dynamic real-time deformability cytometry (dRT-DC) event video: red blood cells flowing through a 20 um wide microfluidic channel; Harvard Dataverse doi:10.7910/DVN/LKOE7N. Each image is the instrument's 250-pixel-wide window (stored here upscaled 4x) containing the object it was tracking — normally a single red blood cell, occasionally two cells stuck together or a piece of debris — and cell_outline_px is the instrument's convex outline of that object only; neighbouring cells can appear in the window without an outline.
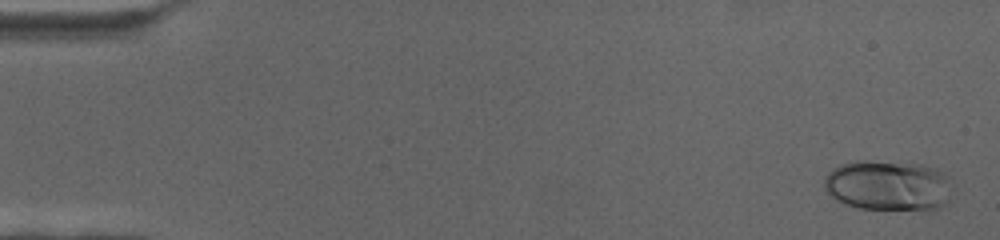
{"species": "human", "species_latin": "Homo sapiens", "temperature_condition": "cold", "stored_images_in_passage": 68, "camera_frame_rate_fps": 3000, "um_per_image_px": 0.085, "donor": {"sex": "female"}, "frame": {"image": 1, "passage_image": 2, "time_ms": 0.333, "image_size_px": [1000, 240], "cell_outline_px": [[948, 176], [944, 204], [932, 212], [924, 212], [860, 208], [844, 204], [836, 200], [824, 192], [824, 176], [832, 168], [840, 164], [856, 160], [864, 160], [924, 164], [936, 168], [944, 172]], "centroid_in_image_um": [75.42, 15.78], "position_along_channel_um": 9.6, "area_um2": 38.38}}
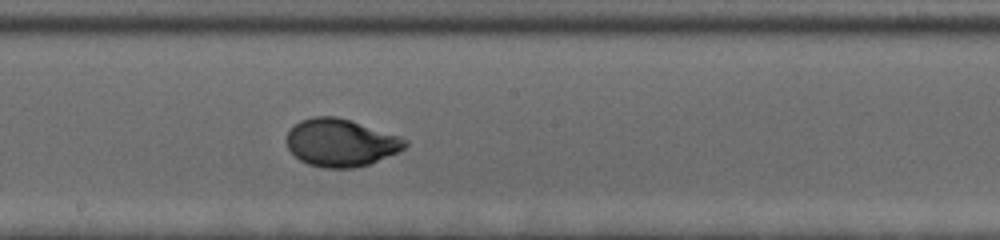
{"frame": {"image": 2, "passage_image": 38, "time_ms": 12.333, "image_size_px": [1000, 240], "cell_outline_px": [[408, 144], [404, 148], [396, 152], [368, 164], [356, 168], [324, 168], [308, 164], [300, 160], [288, 148], [288, 132], [300, 120], [312, 116], [336, 116], [400, 136], [408, 140]], "centroid_in_image_um": [28.96, 12.13], "position_along_channel_um": 219.2, "area_um2": 32.48}}
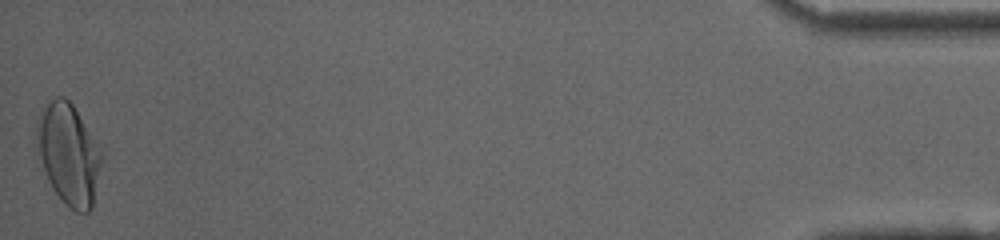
{"frame": {"image": 3, "passage_image": 68, "time_ms": 22.333, "image_size_px": [1000, 240], "cell_outline_px": [[104, 156], [92, 208], [88, 212], [76, 212], [52, 188], [48, 180], [40, 156], [36, 136], [40, 116], [48, 104], [56, 96], [64, 96], [72, 104]], "centroid_in_image_um": [5.87, 13.13], "position_along_channel_um": 429.3, "area_um2": 36.99}}